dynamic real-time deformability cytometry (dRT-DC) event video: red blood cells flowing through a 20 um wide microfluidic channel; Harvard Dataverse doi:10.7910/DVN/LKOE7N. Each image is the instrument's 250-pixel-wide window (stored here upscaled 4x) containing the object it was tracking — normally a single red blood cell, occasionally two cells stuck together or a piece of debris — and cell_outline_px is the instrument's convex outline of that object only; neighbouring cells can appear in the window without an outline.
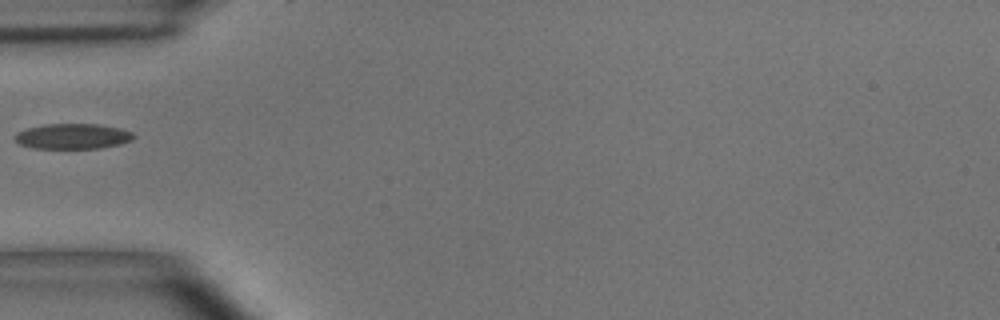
{"species": "common noctule bat (a hibernating species)", "species_latin": "Nyctalus noctula", "temperature_condition": "room temperature", "stored_images_in_passage": 37, "camera_frame_rate_fps": 3000, "um_per_image_px": 0.085, "animal": {"sex": "male", "body_mass_g": 15.6}, "frame": {"image": 1, "passage_image": 1, "time_ms": 0.0, "image_size_px": [1000, 320], "cell_outline_px": [[136, 136], [132, 140], [120, 144], [100, 148], [32, 148], [20, 144], [12, 136], [16, 132], [28, 128], [44, 124], [100, 124], [120, 128], [132, 132]], "centroid_in_image_um": [6.18, 11.58], "position_along_channel_um": 78.8, "area_um2": 17.63}}
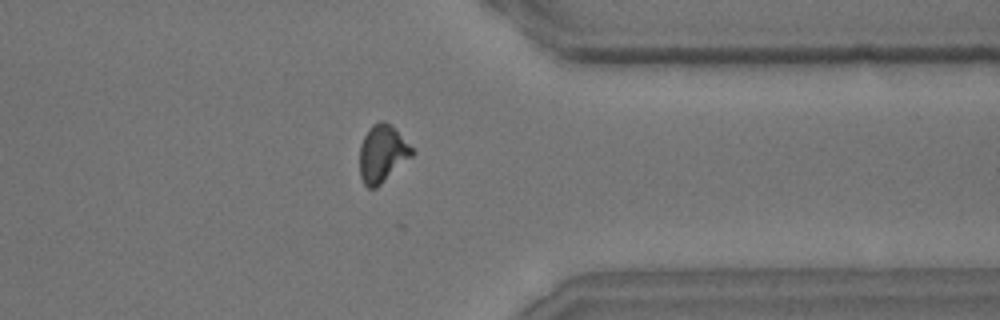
{"frame": {"image": 2, "passage_image": 26, "time_ms": 8.333, "image_size_px": [1000, 320], "cell_outline_px": [[416, 152], [412, 156], [376, 188], [368, 188], [364, 184], [360, 176], [360, 144], [368, 128], [372, 124], [380, 120], [384, 120], [392, 124]], "centroid_in_image_um": [32.5, 13.02], "position_along_channel_um": 378.9, "area_um2": 17.63}}
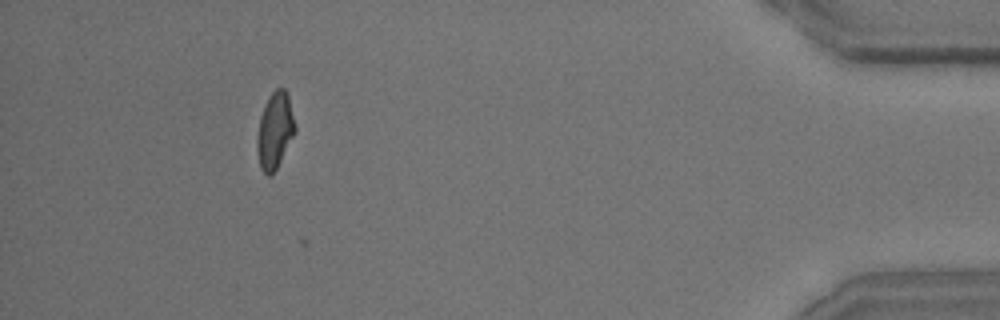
{"frame": {"image": 3, "passage_image": 33, "time_ms": 10.667, "image_size_px": [1000, 320], "cell_outline_px": [[296, 132], [276, 168], [268, 176], [260, 168], [256, 148], [256, 140], [260, 116], [268, 96], [276, 88], [284, 88], [288, 96], [296, 128]], "centroid_in_image_um": [23.35, 11.08], "position_along_channel_um": 411.9, "area_um2": 16.76}}